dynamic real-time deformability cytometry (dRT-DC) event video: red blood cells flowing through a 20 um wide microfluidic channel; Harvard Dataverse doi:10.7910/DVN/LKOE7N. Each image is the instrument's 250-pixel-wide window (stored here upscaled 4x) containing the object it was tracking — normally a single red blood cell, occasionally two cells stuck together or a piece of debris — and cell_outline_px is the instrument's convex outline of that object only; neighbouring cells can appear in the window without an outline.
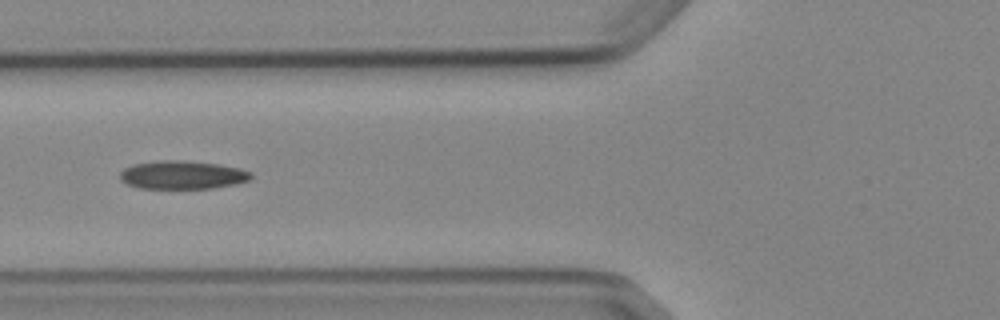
{"species": "Egyptian fruit bat (a non-hibernating species)", "species_latin": "Rousettus aegyptiacus", "temperature_condition": "cold", "stored_images_in_passage": 5, "camera_frame_rate_fps": 3000, "um_per_image_px": 0.085, "animal": {"sex": "female"}, "frame": {"image": 1, "passage_image": 5, "time_ms": 5.667, "image_size_px": [1000, 320], "cell_outline_px": [[252, 176], [248, 180], [236, 184], [212, 188], [140, 188], [128, 184], [120, 180], [120, 172], [124, 168], [132, 164], [160, 160], [184, 160], [220, 164], [240, 168], [252, 172]], "centroid_in_image_um": [15.51, 14.86], "position_along_channel_um": 110.3, "area_um2": 21.73}}